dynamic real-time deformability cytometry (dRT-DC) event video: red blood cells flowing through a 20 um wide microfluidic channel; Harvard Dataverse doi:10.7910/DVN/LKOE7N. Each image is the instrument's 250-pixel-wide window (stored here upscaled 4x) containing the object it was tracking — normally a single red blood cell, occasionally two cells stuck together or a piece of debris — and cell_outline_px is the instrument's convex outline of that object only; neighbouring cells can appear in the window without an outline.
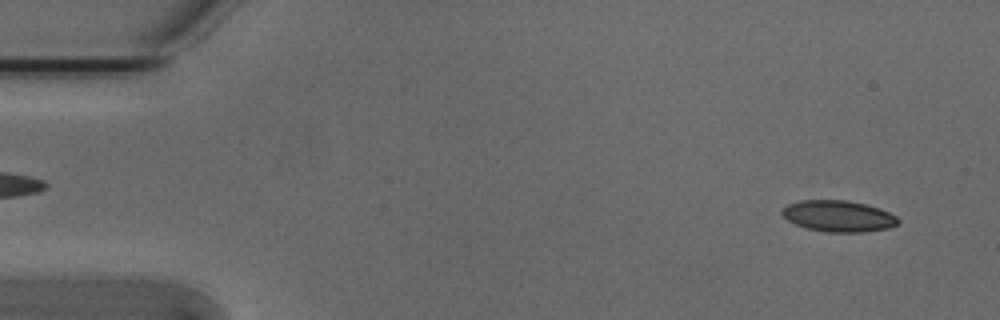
{"species": "Egyptian fruit bat (a non-hibernating species)", "species_latin": "Rousettus aegyptiacus", "temperature_condition": "cold", "stored_images_in_passage": 53, "camera_frame_rate_fps": 3000, "um_per_image_px": 0.085, "animal": {"sex": "male"}, "frame": {"image": 1, "passage_image": 3, "time_ms": 0.667, "image_size_px": [1000, 320], "cell_outline_px": [[900, 220], [896, 224], [888, 228], [864, 232], [828, 232], [808, 228], [796, 224], [788, 220], [780, 212], [788, 204], [800, 200], [848, 200], [880, 208], [896, 216]], "centroid_in_image_um": [71.27, 18.36], "position_along_channel_um": 13.7, "area_um2": 20.98}}
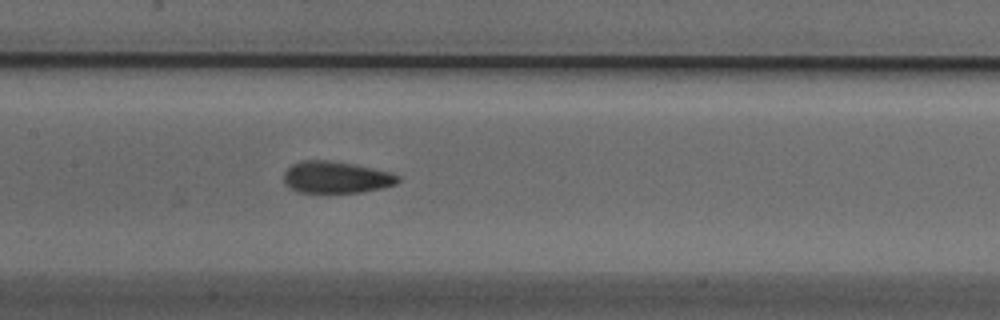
{"frame": {"image": 2, "passage_image": 25, "time_ms": 8.0, "image_size_px": [1000, 320], "cell_outline_px": [[400, 180], [396, 184], [384, 188], [364, 192], [296, 192], [284, 184], [284, 172], [292, 164], [304, 160], [328, 160], [352, 164], [392, 172], [400, 176]], "centroid_in_image_um": [28.58, 15.07], "position_along_channel_um": 178.8, "area_um2": 21.27}}
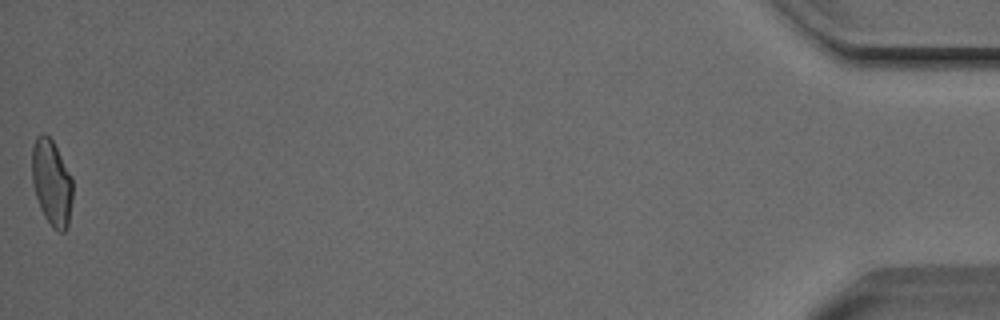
{"frame": {"image": 3, "passage_image": 53, "time_ms": 17.333, "image_size_px": [1000, 320], "cell_outline_px": [[72, 200], [68, 224], [64, 232], [60, 232], [52, 228], [44, 216], [40, 208], [36, 196], [32, 180], [32, 148], [36, 136], [40, 132], [44, 132], [52, 140], [72, 176]], "centroid_in_image_um": [4.39, 15.51], "position_along_channel_um": 430.8, "area_um2": 20.46}, "authors_computed_cell_mechanics": {"area_um2": 21.1548, "velocity_mm_per_s": 3.8086, "shape_relaxation_time_tau1_ms": 9.0748, "shape_relaxation_time_tau2_ms": 1.7376, "deformation_change_tau1": 0.1957, "deformation_change_tau2": 0.0795}}